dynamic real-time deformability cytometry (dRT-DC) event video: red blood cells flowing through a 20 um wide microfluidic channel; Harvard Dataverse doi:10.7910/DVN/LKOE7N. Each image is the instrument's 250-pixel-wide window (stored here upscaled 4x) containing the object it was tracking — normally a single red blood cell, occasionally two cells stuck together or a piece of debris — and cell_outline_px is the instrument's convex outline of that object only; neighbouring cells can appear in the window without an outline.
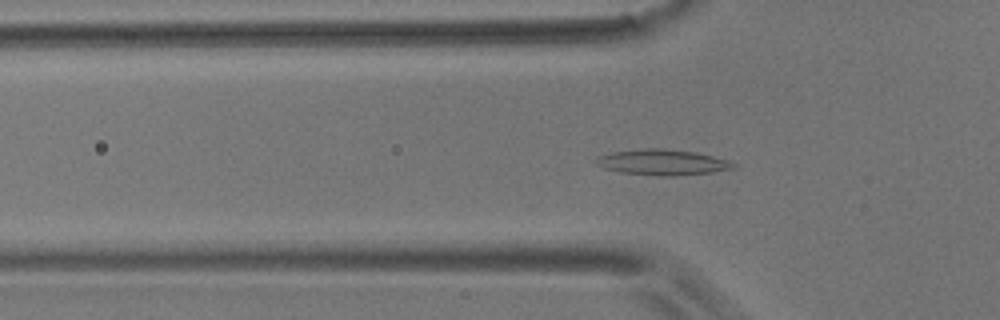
{"species": "common noctule bat (a hibernating species)", "species_latin": "Nyctalus noctula", "temperature_condition": "room temperature", "stored_images_in_passage": 41, "camera_frame_rate_fps": 3000, "um_per_image_px": 0.085, "animal": {"sex": "male", "body_mass_g": 17.9}, "frame": {"image": 1, "passage_image": 2, "time_ms": 0.333, "image_size_px": [1000, 320], "cell_outline_px": [[736, 168], [712, 172], [676, 176], [660, 176], [620, 172], [604, 168], [596, 164], [592, 160], [600, 156], [612, 152], [648, 148], [660, 148], [696, 152], [728, 160], [736, 164]], "centroid_in_image_um": [56.31, 13.8], "position_along_channel_um": 69.5, "area_um2": 20.52}}
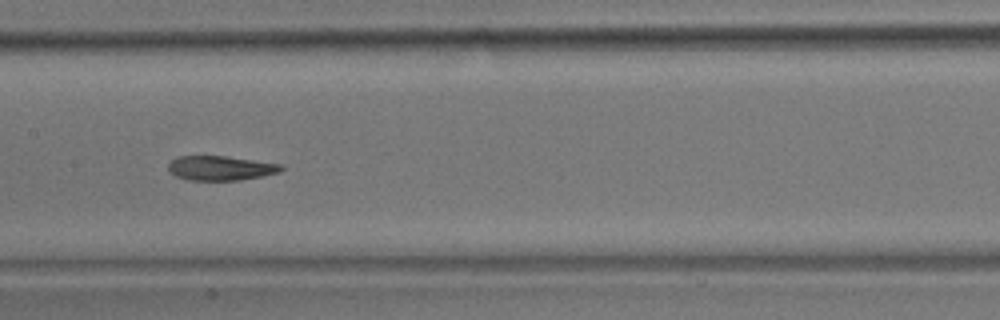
{"frame": {"image": 2, "passage_image": 12, "time_ms": 3.667, "image_size_px": [1000, 320], "cell_outline_px": [[284, 168], [280, 172], [264, 176], [240, 180], [188, 180], [176, 176], [168, 172], [168, 164], [176, 156], [224, 156], [284, 164]], "centroid_in_image_um": [18.76, 14.29], "position_along_channel_um": 188.6, "area_um2": 16.3}}
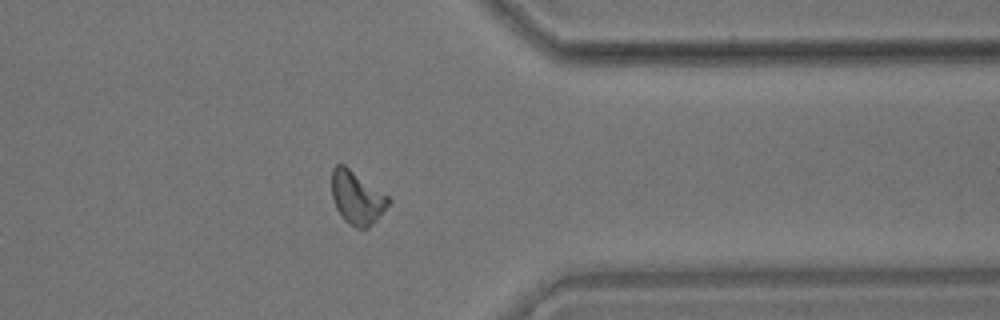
{"frame": {"image": 3, "passage_image": 29, "time_ms": 9.333, "image_size_px": [1000, 320], "cell_outline_px": [[392, 200], [376, 220], [368, 228], [356, 228], [344, 220], [340, 216], [336, 208], [332, 196], [332, 168], [336, 164], [344, 164], [388, 196]], "centroid_in_image_um": [30.32, 16.8], "position_along_channel_um": 381.1, "area_um2": 17.46}, "authors_computed_cell_mechanics": {"area_um2": 16.9354, "velocity_mm_per_s": 3.5611, "shape_relaxation_time_tau1_ms": 4.6237, "shape_relaxation_time_tau2_ms": 3.0606, "deformation_change_tau1": 0.1693, "deformation_change_tau2": 0.0931}}